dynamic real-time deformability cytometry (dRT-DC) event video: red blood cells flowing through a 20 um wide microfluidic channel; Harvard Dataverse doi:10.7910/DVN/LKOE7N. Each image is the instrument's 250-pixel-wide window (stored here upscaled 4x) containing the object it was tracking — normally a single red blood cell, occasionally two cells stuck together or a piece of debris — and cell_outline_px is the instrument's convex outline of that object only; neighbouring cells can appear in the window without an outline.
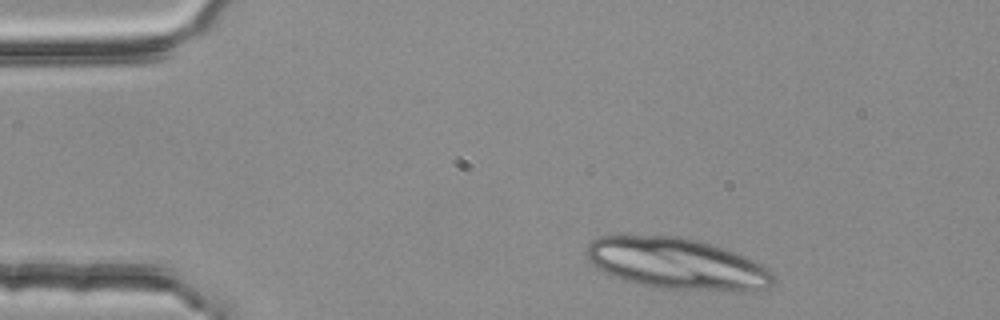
{"species": "common noctule bat (a hibernating species)", "species_latin": "Nyctalus noctula", "temperature_condition": "room temperature", "stored_images_in_passage": 2, "camera_frame_rate_fps": 3000, "um_per_image_px": 0.085, "animal": {"sex": "female", "body_mass_g": 25.1}, "frame": {"image": 1, "passage_image": 1, "time_ms": 0.0, "image_size_px": [1000, 320], "cell_outline_px": [[776, 280], [768, 288], [740, 292], [724, 292], [660, 288], [624, 280], [612, 276], [596, 268], [592, 264], [588, 256], [588, 244], [592, 240], [600, 236], [676, 236], [696, 240], [712, 244], [724, 248], [744, 256], [760, 264], [772, 272]], "centroid_in_image_um": [57.58, 22.44], "position_along_channel_um": 27.4, "area_um2": 55.83}}